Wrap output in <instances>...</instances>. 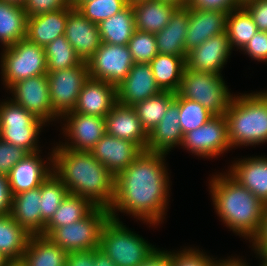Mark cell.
Instances as JSON below:
<instances>
[{"instance_id": "cell-1", "label": "cell", "mask_w": 267, "mask_h": 266, "mask_svg": "<svg viewBox=\"0 0 267 266\" xmlns=\"http://www.w3.org/2000/svg\"><path fill=\"white\" fill-rule=\"evenodd\" d=\"M166 154L143 151L128 167L115 176V196L110 218L120 220L117 211L148 224L158 225L168 205L169 176Z\"/></svg>"}, {"instance_id": "cell-2", "label": "cell", "mask_w": 267, "mask_h": 266, "mask_svg": "<svg viewBox=\"0 0 267 266\" xmlns=\"http://www.w3.org/2000/svg\"><path fill=\"white\" fill-rule=\"evenodd\" d=\"M52 169L69 194L88 199L96 207L111 208L115 176L90 151L56 146L52 150Z\"/></svg>"}, {"instance_id": "cell-3", "label": "cell", "mask_w": 267, "mask_h": 266, "mask_svg": "<svg viewBox=\"0 0 267 266\" xmlns=\"http://www.w3.org/2000/svg\"><path fill=\"white\" fill-rule=\"evenodd\" d=\"M209 186L214 209L222 222L253 242L261 230L266 205L228 172L214 175Z\"/></svg>"}, {"instance_id": "cell-4", "label": "cell", "mask_w": 267, "mask_h": 266, "mask_svg": "<svg viewBox=\"0 0 267 266\" xmlns=\"http://www.w3.org/2000/svg\"><path fill=\"white\" fill-rule=\"evenodd\" d=\"M224 116L232 148L267 142V99L260 92L234 95Z\"/></svg>"}, {"instance_id": "cell-5", "label": "cell", "mask_w": 267, "mask_h": 266, "mask_svg": "<svg viewBox=\"0 0 267 266\" xmlns=\"http://www.w3.org/2000/svg\"><path fill=\"white\" fill-rule=\"evenodd\" d=\"M99 249L116 266H138L155 247L129 230L120 220L110 218L101 230Z\"/></svg>"}, {"instance_id": "cell-6", "label": "cell", "mask_w": 267, "mask_h": 266, "mask_svg": "<svg viewBox=\"0 0 267 266\" xmlns=\"http://www.w3.org/2000/svg\"><path fill=\"white\" fill-rule=\"evenodd\" d=\"M223 80L220 74L193 71L185 67L177 93L185 99L200 103L214 116H222L233 99V94Z\"/></svg>"}, {"instance_id": "cell-7", "label": "cell", "mask_w": 267, "mask_h": 266, "mask_svg": "<svg viewBox=\"0 0 267 266\" xmlns=\"http://www.w3.org/2000/svg\"><path fill=\"white\" fill-rule=\"evenodd\" d=\"M8 100L0 104V138L24 148L29 153L40 152L37 143L45 122L12 100Z\"/></svg>"}, {"instance_id": "cell-8", "label": "cell", "mask_w": 267, "mask_h": 266, "mask_svg": "<svg viewBox=\"0 0 267 266\" xmlns=\"http://www.w3.org/2000/svg\"><path fill=\"white\" fill-rule=\"evenodd\" d=\"M110 219L109 209L95 207L86 217L52 229L46 236L67 253L99 248L101 230Z\"/></svg>"}, {"instance_id": "cell-9", "label": "cell", "mask_w": 267, "mask_h": 266, "mask_svg": "<svg viewBox=\"0 0 267 266\" xmlns=\"http://www.w3.org/2000/svg\"><path fill=\"white\" fill-rule=\"evenodd\" d=\"M4 48L1 74L7 90L17 81L48 73L44 47L25 38Z\"/></svg>"}, {"instance_id": "cell-10", "label": "cell", "mask_w": 267, "mask_h": 266, "mask_svg": "<svg viewBox=\"0 0 267 266\" xmlns=\"http://www.w3.org/2000/svg\"><path fill=\"white\" fill-rule=\"evenodd\" d=\"M134 61L128 45L101 42L99 49L87 61L89 77L117 87L128 75Z\"/></svg>"}, {"instance_id": "cell-11", "label": "cell", "mask_w": 267, "mask_h": 266, "mask_svg": "<svg viewBox=\"0 0 267 266\" xmlns=\"http://www.w3.org/2000/svg\"><path fill=\"white\" fill-rule=\"evenodd\" d=\"M47 77L52 109L61 118L75 108L81 89L89 78L87 63L82 61L69 69L48 72Z\"/></svg>"}, {"instance_id": "cell-12", "label": "cell", "mask_w": 267, "mask_h": 266, "mask_svg": "<svg viewBox=\"0 0 267 266\" xmlns=\"http://www.w3.org/2000/svg\"><path fill=\"white\" fill-rule=\"evenodd\" d=\"M181 146L203 158H215L228 151L232 147L225 116H213L202 126L185 133Z\"/></svg>"}, {"instance_id": "cell-13", "label": "cell", "mask_w": 267, "mask_h": 266, "mask_svg": "<svg viewBox=\"0 0 267 266\" xmlns=\"http://www.w3.org/2000/svg\"><path fill=\"white\" fill-rule=\"evenodd\" d=\"M9 89L14 94L13 98H10L14 103L33 113L46 124L60 118L52 109L47 74L22 79Z\"/></svg>"}, {"instance_id": "cell-14", "label": "cell", "mask_w": 267, "mask_h": 266, "mask_svg": "<svg viewBox=\"0 0 267 266\" xmlns=\"http://www.w3.org/2000/svg\"><path fill=\"white\" fill-rule=\"evenodd\" d=\"M63 118L65 121L62 127L63 133L71 144L69 142L57 144L59 148L90 151L106 133L104 117L67 112L60 119Z\"/></svg>"}, {"instance_id": "cell-15", "label": "cell", "mask_w": 267, "mask_h": 266, "mask_svg": "<svg viewBox=\"0 0 267 266\" xmlns=\"http://www.w3.org/2000/svg\"><path fill=\"white\" fill-rule=\"evenodd\" d=\"M64 36L86 63L101 45L98 24L85 18L73 4L68 7Z\"/></svg>"}, {"instance_id": "cell-16", "label": "cell", "mask_w": 267, "mask_h": 266, "mask_svg": "<svg viewBox=\"0 0 267 266\" xmlns=\"http://www.w3.org/2000/svg\"><path fill=\"white\" fill-rule=\"evenodd\" d=\"M232 52L227 33L213 36L190 50L186 57V68L193 71L221 74Z\"/></svg>"}, {"instance_id": "cell-17", "label": "cell", "mask_w": 267, "mask_h": 266, "mask_svg": "<svg viewBox=\"0 0 267 266\" xmlns=\"http://www.w3.org/2000/svg\"><path fill=\"white\" fill-rule=\"evenodd\" d=\"M142 152L137 144L107 133L90 150L92 156L114 176L132 164Z\"/></svg>"}, {"instance_id": "cell-18", "label": "cell", "mask_w": 267, "mask_h": 266, "mask_svg": "<svg viewBox=\"0 0 267 266\" xmlns=\"http://www.w3.org/2000/svg\"><path fill=\"white\" fill-rule=\"evenodd\" d=\"M161 92L149 63H134L127 77L116 87L117 102L127 106H134Z\"/></svg>"}, {"instance_id": "cell-19", "label": "cell", "mask_w": 267, "mask_h": 266, "mask_svg": "<svg viewBox=\"0 0 267 266\" xmlns=\"http://www.w3.org/2000/svg\"><path fill=\"white\" fill-rule=\"evenodd\" d=\"M116 103L114 85L89 77L81 89L75 108L70 112L105 118Z\"/></svg>"}, {"instance_id": "cell-20", "label": "cell", "mask_w": 267, "mask_h": 266, "mask_svg": "<svg viewBox=\"0 0 267 266\" xmlns=\"http://www.w3.org/2000/svg\"><path fill=\"white\" fill-rule=\"evenodd\" d=\"M106 133L137 144L143 151L147 149L148 133L142 127L133 106L117 102L105 116Z\"/></svg>"}, {"instance_id": "cell-21", "label": "cell", "mask_w": 267, "mask_h": 266, "mask_svg": "<svg viewBox=\"0 0 267 266\" xmlns=\"http://www.w3.org/2000/svg\"><path fill=\"white\" fill-rule=\"evenodd\" d=\"M39 153L28 154L11 169L7 178L12 196L40 187L42 182L53 172L51 168L52 152L47 158L50 162H44Z\"/></svg>"}, {"instance_id": "cell-22", "label": "cell", "mask_w": 267, "mask_h": 266, "mask_svg": "<svg viewBox=\"0 0 267 266\" xmlns=\"http://www.w3.org/2000/svg\"><path fill=\"white\" fill-rule=\"evenodd\" d=\"M228 12L189 8L185 51L198 47L207 39L226 32Z\"/></svg>"}, {"instance_id": "cell-23", "label": "cell", "mask_w": 267, "mask_h": 266, "mask_svg": "<svg viewBox=\"0 0 267 266\" xmlns=\"http://www.w3.org/2000/svg\"><path fill=\"white\" fill-rule=\"evenodd\" d=\"M179 115V105L173 100L163 119L149 132L146 151L168 154L175 146H181L183 133Z\"/></svg>"}, {"instance_id": "cell-24", "label": "cell", "mask_w": 267, "mask_h": 266, "mask_svg": "<svg viewBox=\"0 0 267 266\" xmlns=\"http://www.w3.org/2000/svg\"><path fill=\"white\" fill-rule=\"evenodd\" d=\"M239 160L230 166L228 173L267 206V157Z\"/></svg>"}, {"instance_id": "cell-25", "label": "cell", "mask_w": 267, "mask_h": 266, "mask_svg": "<svg viewBox=\"0 0 267 266\" xmlns=\"http://www.w3.org/2000/svg\"><path fill=\"white\" fill-rule=\"evenodd\" d=\"M189 23V7H178L169 23L155 34L158 53L187 56L185 38Z\"/></svg>"}, {"instance_id": "cell-26", "label": "cell", "mask_w": 267, "mask_h": 266, "mask_svg": "<svg viewBox=\"0 0 267 266\" xmlns=\"http://www.w3.org/2000/svg\"><path fill=\"white\" fill-rule=\"evenodd\" d=\"M135 27L139 31L156 34L169 23L176 5L161 0H139L131 2Z\"/></svg>"}, {"instance_id": "cell-27", "label": "cell", "mask_w": 267, "mask_h": 266, "mask_svg": "<svg viewBox=\"0 0 267 266\" xmlns=\"http://www.w3.org/2000/svg\"><path fill=\"white\" fill-rule=\"evenodd\" d=\"M67 16L68 8L29 16L26 38L30 42L45 47L57 37L65 34Z\"/></svg>"}, {"instance_id": "cell-28", "label": "cell", "mask_w": 267, "mask_h": 266, "mask_svg": "<svg viewBox=\"0 0 267 266\" xmlns=\"http://www.w3.org/2000/svg\"><path fill=\"white\" fill-rule=\"evenodd\" d=\"M40 187L12 197L10 215L30 235H41Z\"/></svg>"}, {"instance_id": "cell-29", "label": "cell", "mask_w": 267, "mask_h": 266, "mask_svg": "<svg viewBox=\"0 0 267 266\" xmlns=\"http://www.w3.org/2000/svg\"><path fill=\"white\" fill-rule=\"evenodd\" d=\"M67 254L47 236L31 235L21 261L25 266H65Z\"/></svg>"}, {"instance_id": "cell-30", "label": "cell", "mask_w": 267, "mask_h": 266, "mask_svg": "<svg viewBox=\"0 0 267 266\" xmlns=\"http://www.w3.org/2000/svg\"><path fill=\"white\" fill-rule=\"evenodd\" d=\"M187 56L158 53L149 63L157 85L162 91L177 93L186 67Z\"/></svg>"}, {"instance_id": "cell-31", "label": "cell", "mask_w": 267, "mask_h": 266, "mask_svg": "<svg viewBox=\"0 0 267 266\" xmlns=\"http://www.w3.org/2000/svg\"><path fill=\"white\" fill-rule=\"evenodd\" d=\"M101 42L128 45L136 30L131 2L120 12L98 24Z\"/></svg>"}, {"instance_id": "cell-32", "label": "cell", "mask_w": 267, "mask_h": 266, "mask_svg": "<svg viewBox=\"0 0 267 266\" xmlns=\"http://www.w3.org/2000/svg\"><path fill=\"white\" fill-rule=\"evenodd\" d=\"M27 18L22 6L0 1V43L4 47L26 38Z\"/></svg>"}, {"instance_id": "cell-33", "label": "cell", "mask_w": 267, "mask_h": 266, "mask_svg": "<svg viewBox=\"0 0 267 266\" xmlns=\"http://www.w3.org/2000/svg\"><path fill=\"white\" fill-rule=\"evenodd\" d=\"M30 237L10 214L0 215V252L11 261L21 260Z\"/></svg>"}, {"instance_id": "cell-34", "label": "cell", "mask_w": 267, "mask_h": 266, "mask_svg": "<svg viewBox=\"0 0 267 266\" xmlns=\"http://www.w3.org/2000/svg\"><path fill=\"white\" fill-rule=\"evenodd\" d=\"M95 207L88 199L68 194L50 221L45 225L43 236H46L54 228L68 226L73 222L81 220Z\"/></svg>"}, {"instance_id": "cell-35", "label": "cell", "mask_w": 267, "mask_h": 266, "mask_svg": "<svg viewBox=\"0 0 267 266\" xmlns=\"http://www.w3.org/2000/svg\"><path fill=\"white\" fill-rule=\"evenodd\" d=\"M257 31L252 16L243 6L228 13L226 33L232 49L235 46L242 51Z\"/></svg>"}, {"instance_id": "cell-36", "label": "cell", "mask_w": 267, "mask_h": 266, "mask_svg": "<svg viewBox=\"0 0 267 266\" xmlns=\"http://www.w3.org/2000/svg\"><path fill=\"white\" fill-rule=\"evenodd\" d=\"M68 194L69 191L63 182L53 172L42 182L40 186L41 235L45 225Z\"/></svg>"}, {"instance_id": "cell-37", "label": "cell", "mask_w": 267, "mask_h": 266, "mask_svg": "<svg viewBox=\"0 0 267 266\" xmlns=\"http://www.w3.org/2000/svg\"><path fill=\"white\" fill-rule=\"evenodd\" d=\"M174 99V92L162 91L158 95L138 102L133 106L142 127L148 134L163 119L168 105Z\"/></svg>"}, {"instance_id": "cell-38", "label": "cell", "mask_w": 267, "mask_h": 266, "mask_svg": "<svg viewBox=\"0 0 267 266\" xmlns=\"http://www.w3.org/2000/svg\"><path fill=\"white\" fill-rule=\"evenodd\" d=\"M44 50L47 60V72L69 69L82 62L64 35L47 44Z\"/></svg>"}, {"instance_id": "cell-39", "label": "cell", "mask_w": 267, "mask_h": 266, "mask_svg": "<svg viewBox=\"0 0 267 266\" xmlns=\"http://www.w3.org/2000/svg\"><path fill=\"white\" fill-rule=\"evenodd\" d=\"M129 0H92L77 1L74 7L91 22L99 24L101 21L112 17L122 11Z\"/></svg>"}, {"instance_id": "cell-40", "label": "cell", "mask_w": 267, "mask_h": 266, "mask_svg": "<svg viewBox=\"0 0 267 266\" xmlns=\"http://www.w3.org/2000/svg\"><path fill=\"white\" fill-rule=\"evenodd\" d=\"M179 105L180 126L183 135L205 124L214 115L200 103L185 99L175 93L174 99Z\"/></svg>"}, {"instance_id": "cell-41", "label": "cell", "mask_w": 267, "mask_h": 266, "mask_svg": "<svg viewBox=\"0 0 267 266\" xmlns=\"http://www.w3.org/2000/svg\"><path fill=\"white\" fill-rule=\"evenodd\" d=\"M134 63H150L158 54L155 34L135 30L128 42Z\"/></svg>"}, {"instance_id": "cell-42", "label": "cell", "mask_w": 267, "mask_h": 266, "mask_svg": "<svg viewBox=\"0 0 267 266\" xmlns=\"http://www.w3.org/2000/svg\"><path fill=\"white\" fill-rule=\"evenodd\" d=\"M178 252L170 251L171 266H213L216 259L192 247Z\"/></svg>"}, {"instance_id": "cell-43", "label": "cell", "mask_w": 267, "mask_h": 266, "mask_svg": "<svg viewBox=\"0 0 267 266\" xmlns=\"http://www.w3.org/2000/svg\"><path fill=\"white\" fill-rule=\"evenodd\" d=\"M30 154L24 148L14 146L0 138V175L8 176L11 169Z\"/></svg>"}, {"instance_id": "cell-44", "label": "cell", "mask_w": 267, "mask_h": 266, "mask_svg": "<svg viewBox=\"0 0 267 266\" xmlns=\"http://www.w3.org/2000/svg\"><path fill=\"white\" fill-rule=\"evenodd\" d=\"M69 0H26L23 9L27 16H36L70 7Z\"/></svg>"}, {"instance_id": "cell-45", "label": "cell", "mask_w": 267, "mask_h": 266, "mask_svg": "<svg viewBox=\"0 0 267 266\" xmlns=\"http://www.w3.org/2000/svg\"><path fill=\"white\" fill-rule=\"evenodd\" d=\"M243 0H189L187 7L198 10L230 12L242 6Z\"/></svg>"}, {"instance_id": "cell-46", "label": "cell", "mask_w": 267, "mask_h": 266, "mask_svg": "<svg viewBox=\"0 0 267 266\" xmlns=\"http://www.w3.org/2000/svg\"><path fill=\"white\" fill-rule=\"evenodd\" d=\"M242 6L252 16L257 30L267 32V0H243Z\"/></svg>"}, {"instance_id": "cell-47", "label": "cell", "mask_w": 267, "mask_h": 266, "mask_svg": "<svg viewBox=\"0 0 267 266\" xmlns=\"http://www.w3.org/2000/svg\"><path fill=\"white\" fill-rule=\"evenodd\" d=\"M242 50L254 60L267 63V32L257 31Z\"/></svg>"}, {"instance_id": "cell-48", "label": "cell", "mask_w": 267, "mask_h": 266, "mask_svg": "<svg viewBox=\"0 0 267 266\" xmlns=\"http://www.w3.org/2000/svg\"><path fill=\"white\" fill-rule=\"evenodd\" d=\"M66 266H94V250L69 252Z\"/></svg>"}, {"instance_id": "cell-49", "label": "cell", "mask_w": 267, "mask_h": 266, "mask_svg": "<svg viewBox=\"0 0 267 266\" xmlns=\"http://www.w3.org/2000/svg\"><path fill=\"white\" fill-rule=\"evenodd\" d=\"M12 197L8 178L4 175H0V215L10 214Z\"/></svg>"}, {"instance_id": "cell-50", "label": "cell", "mask_w": 267, "mask_h": 266, "mask_svg": "<svg viewBox=\"0 0 267 266\" xmlns=\"http://www.w3.org/2000/svg\"><path fill=\"white\" fill-rule=\"evenodd\" d=\"M138 266H171L170 251L155 248Z\"/></svg>"}, {"instance_id": "cell-51", "label": "cell", "mask_w": 267, "mask_h": 266, "mask_svg": "<svg viewBox=\"0 0 267 266\" xmlns=\"http://www.w3.org/2000/svg\"><path fill=\"white\" fill-rule=\"evenodd\" d=\"M94 266H116L99 248L94 250Z\"/></svg>"}, {"instance_id": "cell-52", "label": "cell", "mask_w": 267, "mask_h": 266, "mask_svg": "<svg viewBox=\"0 0 267 266\" xmlns=\"http://www.w3.org/2000/svg\"><path fill=\"white\" fill-rule=\"evenodd\" d=\"M243 259L237 258H229L228 259H223V260H215L213 266H249L246 264V262L242 261Z\"/></svg>"}, {"instance_id": "cell-53", "label": "cell", "mask_w": 267, "mask_h": 266, "mask_svg": "<svg viewBox=\"0 0 267 266\" xmlns=\"http://www.w3.org/2000/svg\"><path fill=\"white\" fill-rule=\"evenodd\" d=\"M252 244L254 251H258L267 259V240H253Z\"/></svg>"}, {"instance_id": "cell-54", "label": "cell", "mask_w": 267, "mask_h": 266, "mask_svg": "<svg viewBox=\"0 0 267 266\" xmlns=\"http://www.w3.org/2000/svg\"><path fill=\"white\" fill-rule=\"evenodd\" d=\"M254 240H267V206L264 212L261 230Z\"/></svg>"}, {"instance_id": "cell-55", "label": "cell", "mask_w": 267, "mask_h": 266, "mask_svg": "<svg viewBox=\"0 0 267 266\" xmlns=\"http://www.w3.org/2000/svg\"><path fill=\"white\" fill-rule=\"evenodd\" d=\"M176 5L177 7H186L189 0H161Z\"/></svg>"}, {"instance_id": "cell-56", "label": "cell", "mask_w": 267, "mask_h": 266, "mask_svg": "<svg viewBox=\"0 0 267 266\" xmlns=\"http://www.w3.org/2000/svg\"><path fill=\"white\" fill-rule=\"evenodd\" d=\"M11 260L0 252V266H8Z\"/></svg>"}, {"instance_id": "cell-57", "label": "cell", "mask_w": 267, "mask_h": 266, "mask_svg": "<svg viewBox=\"0 0 267 266\" xmlns=\"http://www.w3.org/2000/svg\"><path fill=\"white\" fill-rule=\"evenodd\" d=\"M0 1L12 3L18 6H22V7L25 5V2H26V0H0Z\"/></svg>"}, {"instance_id": "cell-58", "label": "cell", "mask_w": 267, "mask_h": 266, "mask_svg": "<svg viewBox=\"0 0 267 266\" xmlns=\"http://www.w3.org/2000/svg\"><path fill=\"white\" fill-rule=\"evenodd\" d=\"M8 266H25L21 260L19 261H11Z\"/></svg>"}, {"instance_id": "cell-59", "label": "cell", "mask_w": 267, "mask_h": 266, "mask_svg": "<svg viewBox=\"0 0 267 266\" xmlns=\"http://www.w3.org/2000/svg\"><path fill=\"white\" fill-rule=\"evenodd\" d=\"M255 253H257L258 256H260L259 258L262 260V264H260V266H267V259H265L258 251H255Z\"/></svg>"}, {"instance_id": "cell-60", "label": "cell", "mask_w": 267, "mask_h": 266, "mask_svg": "<svg viewBox=\"0 0 267 266\" xmlns=\"http://www.w3.org/2000/svg\"><path fill=\"white\" fill-rule=\"evenodd\" d=\"M260 93L267 99V90L261 91Z\"/></svg>"}, {"instance_id": "cell-61", "label": "cell", "mask_w": 267, "mask_h": 266, "mask_svg": "<svg viewBox=\"0 0 267 266\" xmlns=\"http://www.w3.org/2000/svg\"><path fill=\"white\" fill-rule=\"evenodd\" d=\"M71 2V4H75L78 0H69Z\"/></svg>"}]
</instances>
